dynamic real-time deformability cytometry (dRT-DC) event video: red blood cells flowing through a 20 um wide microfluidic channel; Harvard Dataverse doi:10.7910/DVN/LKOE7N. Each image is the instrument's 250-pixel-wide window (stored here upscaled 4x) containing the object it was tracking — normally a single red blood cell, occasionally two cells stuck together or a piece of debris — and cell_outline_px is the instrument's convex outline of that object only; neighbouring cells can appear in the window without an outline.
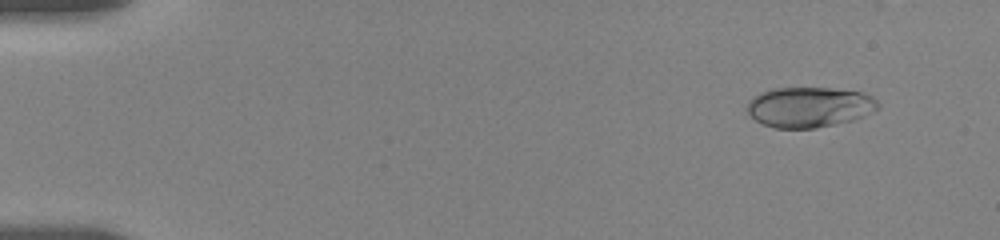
{"species": "human", "species_latin": "Homo sapiens", "temperature_condition": "room temperature", "stored_images_in_passage": 11, "camera_frame_rate_fps": 3000, "um_per_image_px": 0.085, "donor": {"sex": "female"}, "frame": {"image": 1, "passage_image": 2, "time_ms": 1.0, "image_size_px": [1000, 240], "cell_outline_px": [[880, 108], [864, 116], [852, 120], [816, 128], [776, 128], [764, 124], [756, 120], [748, 112], [748, 100], [752, 96], [760, 92], [772, 88], [832, 88], [860, 92], [872, 96], [880, 104]], "centroid_in_image_um": [68.8, 9.09], "position_along_channel_um": 16.2, "area_um2": 30.75}}
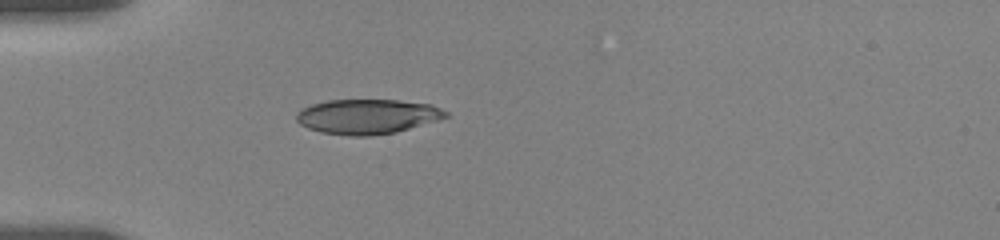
{"frame": {"image": 2, "passage_image": 7, "time_ms": 5.0, "image_size_px": [1000, 240], "cell_outline_px": [[448, 116], [436, 120], [396, 132], [368, 136], [348, 136], [320, 132], [308, 128], [300, 124], [296, 120], [296, 112], [300, 108], [312, 104], [328, 100], [400, 100], [432, 104], [448, 112]], "centroid_in_image_um": [31.19, 9.9], "position_along_channel_um": 53.8, "area_um2": 30.35}}
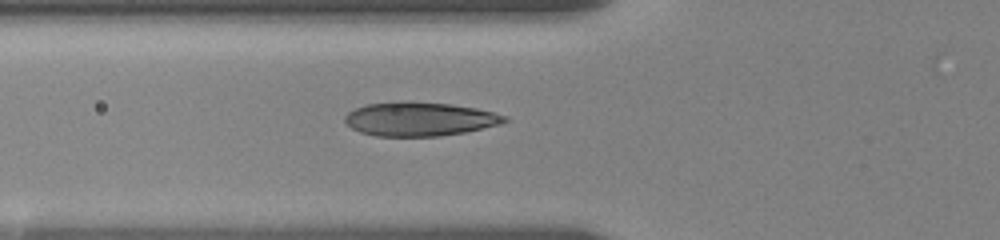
{"frame": {"image": 3, "passage_image": 10, "time_ms": 6.333, "image_size_px": [1000, 240], "cell_outline_px": [[508, 120], [500, 124], [464, 132], [440, 136], [376, 136], [360, 132], [352, 128], [344, 120], [344, 116], [348, 112], [356, 108], [368, 104], [400, 100], [448, 104], [476, 108], [508, 116]], "centroid_in_image_um": [35.64, 10.11], "position_along_channel_um": 90.2, "area_um2": 31.5}}